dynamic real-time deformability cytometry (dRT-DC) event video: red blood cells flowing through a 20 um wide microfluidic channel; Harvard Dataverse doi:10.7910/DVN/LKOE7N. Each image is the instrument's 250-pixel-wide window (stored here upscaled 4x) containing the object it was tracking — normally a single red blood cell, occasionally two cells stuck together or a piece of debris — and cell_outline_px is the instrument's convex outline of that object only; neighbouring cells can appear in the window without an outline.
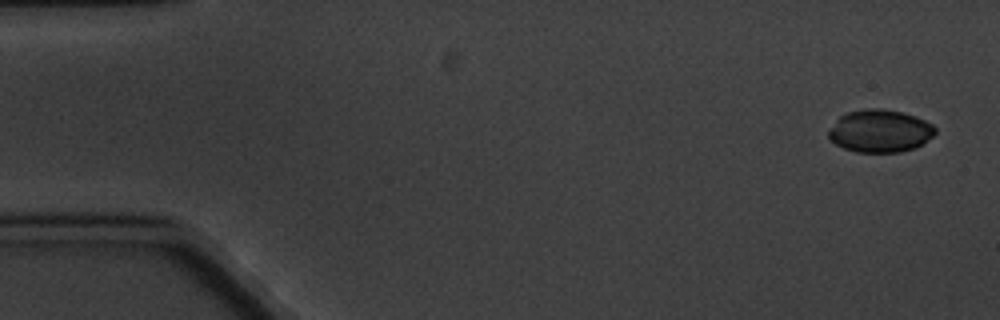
{"species": "common noctule bat (a hibernating species)", "species_latin": "Nyctalus noctula", "temperature_condition": "cold", "stored_images_in_passage": 6, "camera_frame_rate_fps": 3000, "um_per_image_px": 0.085, "animal": {"sex": "male", "body_mass_g": 20.1, "forearm_length_mm": 53.5}, "frame": {"image": 1, "passage_image": 1, "time_ms": 0.0, "image_size_px": [1000, 320], "cell_outline_px": [[936, 132], [932, 136], [916, 148], [900, 152], [856, 152], [844, 148], [836, 144], [828, 136], [828, 132], [836, 120], [840, 116], [848, 112], [864, 108], [880, 108], [900, 112], [924, 120], [932, 124], [936, 128]], "centroid_in_image_um": [74.79, 11.14], "position_along_channel_um": 10.2, "area_um2": 26.3}}
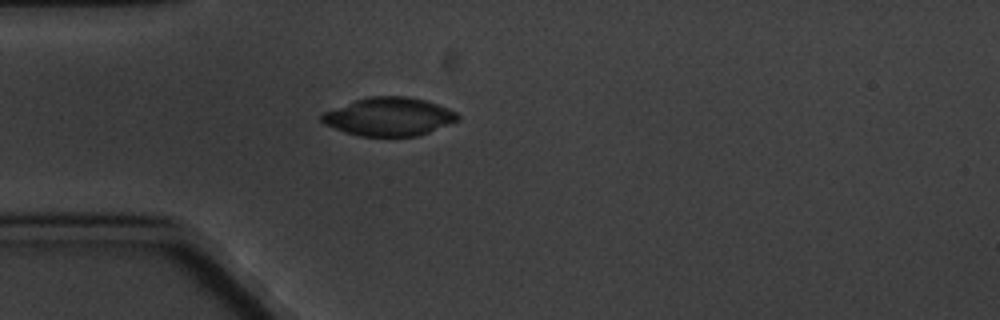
{"frame": {"image": 2, "passage_image": 5, "time_ms": 4.667, "image_size_px": [1000, 320], "cell_outline_px": [[460, 120], [420, 136], [360, 136], [344, 132], [324, 124], [320, 120], [320, 116], [324, 112], [356, 100], [368, 96], [408, 96], [424, 100], [448, 108], [456, 112], [460, 116]], "centroid_in_image_um": [33.09, 9.92], "position_along_channel_um": 51.9, "area_um2": 30.4}}